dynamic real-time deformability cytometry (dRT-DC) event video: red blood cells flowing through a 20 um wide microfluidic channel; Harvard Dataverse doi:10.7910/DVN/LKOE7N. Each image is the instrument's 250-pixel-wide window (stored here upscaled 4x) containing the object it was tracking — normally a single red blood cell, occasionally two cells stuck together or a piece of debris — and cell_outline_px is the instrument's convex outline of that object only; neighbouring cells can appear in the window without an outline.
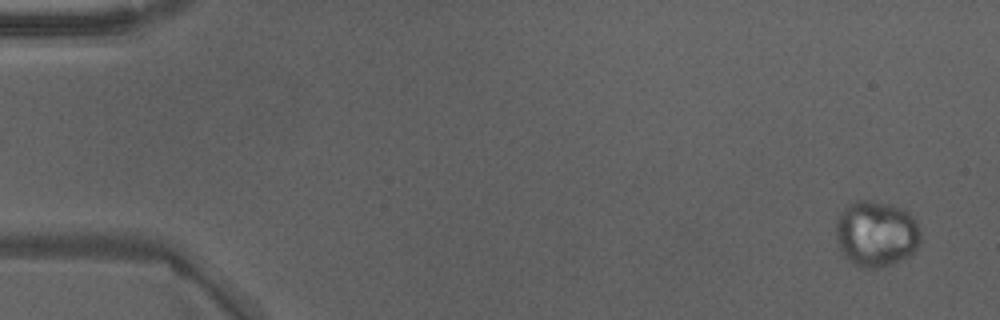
{"species": "Egyptian fruit bat (a non-hibernating species)", "species_latin": "Rousettus aegyptiacus", "temperature_condition": "warm", "stored_images_in_passage": 6, "camera_frame_rate_fps": 3000, "um_per_image_px": 0.085, "animal": {"sex": "male"}, "frame": {"image": 1, "passage_image": 1, "time_ms": 0.0, "image_size_px": [1000, 320], "cell_outline_px": [[920, 240], [916, 248], [908, 256], [892, 264], [876, 268], [868, 268], [856, 264], [848, 260], [844, 256], [836, 240], [836, 220], [848, 204], [856, 200], [872, 200], [892, 204], [904, 208], [912, 216], [920, 232]], "centroid_in_image_um": [74.47, 19.84], "position_along_channel_um": 10.5, "area_um2": 32.48}}